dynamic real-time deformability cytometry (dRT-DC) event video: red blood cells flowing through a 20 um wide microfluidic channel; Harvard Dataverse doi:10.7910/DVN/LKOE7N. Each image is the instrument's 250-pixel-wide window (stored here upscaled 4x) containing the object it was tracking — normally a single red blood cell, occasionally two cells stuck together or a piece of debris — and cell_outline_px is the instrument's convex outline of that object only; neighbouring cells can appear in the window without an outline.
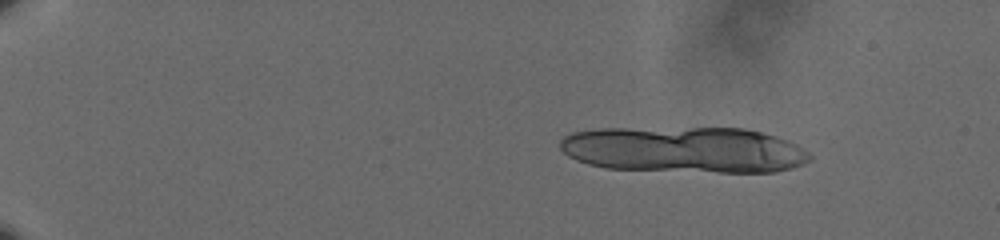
{"species": "human", "species_latin": "Homo sapiens", "temperature_condition": "cold", "stored_images_in_passage": 11, "camera_frame_rate_fps": 3000, "um_per_image_px": 0.085, "donor": {"sex": "male"}, "frame": {"image": 1, "passage_image": 1, "time_ms": 0.0, "image_size_px": [1000, 240], "cell_outline_px": [[812, 160], [804, 164], [792, 168], [776, 172], [716, 172], [604, 168], [588, 164], [576, 160], [568, 156], [560, 148], [560, 140], [564, 136], [572, 132], [600, 128], [744, 128], [776, 136], [788, 140], [796, 144], [808, 152], [812, 156]], "centroid_in_image_um": [58.17, 12.73], "position_along_channel_um": 26.8, "area_um2": 67.51}}